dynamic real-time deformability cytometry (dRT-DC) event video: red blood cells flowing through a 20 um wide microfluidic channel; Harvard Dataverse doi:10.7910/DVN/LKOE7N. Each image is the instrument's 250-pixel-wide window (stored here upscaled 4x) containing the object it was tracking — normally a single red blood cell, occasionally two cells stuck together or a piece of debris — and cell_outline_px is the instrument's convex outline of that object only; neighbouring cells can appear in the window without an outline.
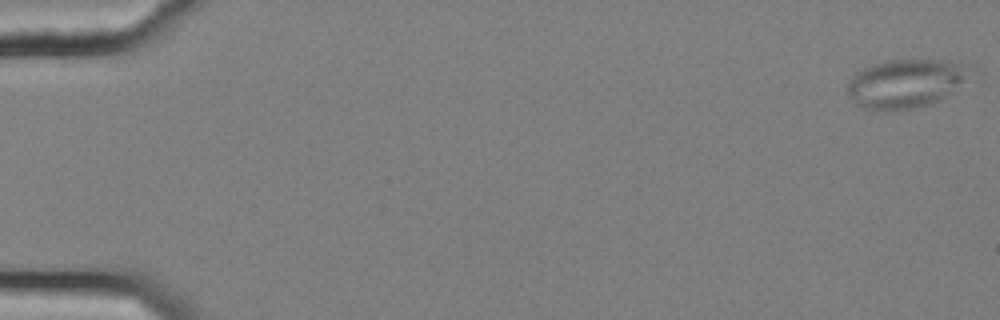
{"species": "common noctule bat (a hibernating species)", "species_latin": "Nyctalus noctula", "temperature_condition": "cold", "stored_images_in_passage": 57, "camera_frame_rate_fps": 3000, "um_per_image_px": 0.085, "animal": {"sex": "female", "body_mass_g": 25.1}, "frame": {"image": 1, "passage_image": 2, "time_ms": 0.333, "image_size_px": [1000, 320], "cell_outline_px": [[968, 72], [940, 100], [928, 104], [912, 108], [864, 108], [856, 104], [848, 96], [848, 80], [856, 72], [872, 64], [888, 60], [940, 60], [960, 64]], "centroid_in_image_um": [76.82, 7.07], "position_along_channel_um": 8.2, "area_um2": 33.0}}
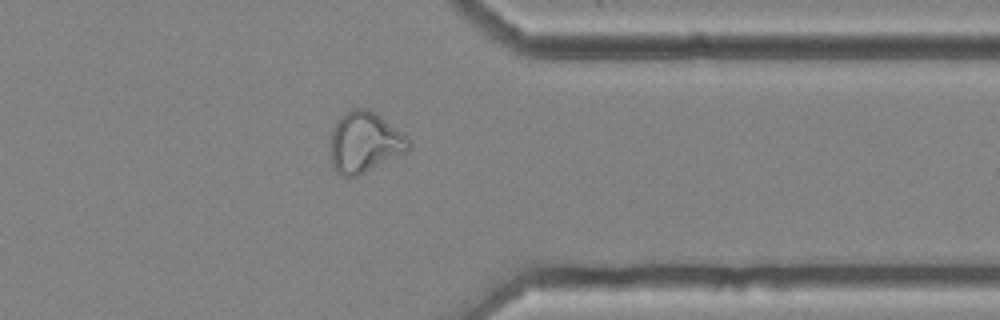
{"frame": {"image": 2, "passage_image": 46, "time_ms": 15.0, "image_size_px": [1000, 320], "cell_outline_px": [[412, 148], [408, 152], [356, 176], [340, 176], [332, 168], [328, 144], [332, 128], [336, 120], [340, 116], [352, 108], [368, 108], [376, 112], [404, 132], [412, 140]], "centroid_in_image_um": [31.0, 12.08], "position_along_channel_um": 380.4, "area_um2": 28.73}}
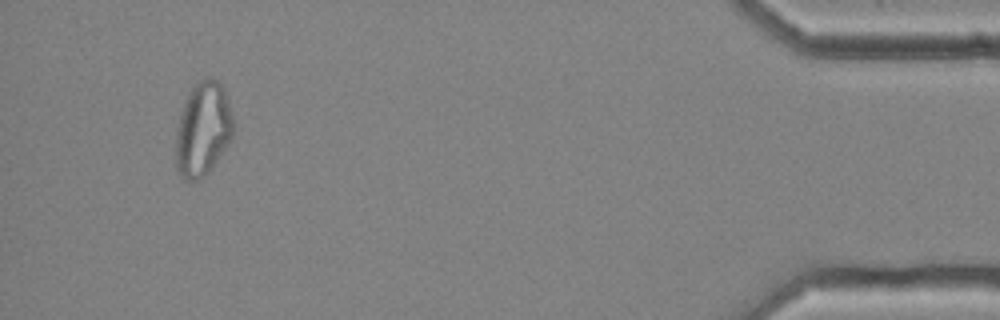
{"frame": {"image": 3, "passage_image": 54, "time_ms": 17.667, "image_size_px": [1000, 320], "cell_outline_px": [[232, 136], [220, 156], [212, 168], [200, 180], [188, 184], [180, 176], [176, 168], [176, 128], [180, 112], [192, 88], [196, 84], [208, 76], [212, 76], [224, 88], [232, 112]], "centroid_in_image_um": [17.23, 11.03], "position_along_channel_um": 418.0, "area_um2": 31.62}, "authors_computed_cell_mechanics": {"area_um2": 29.5936, "velocity_mm_per_s": 3.6722, "shape_relaxation_time_tau1_ms": null, "shape_relaxation_time_tau2_ms": 2.6917, "deformation_change_tau1": null, "deformation_change_tau2": 0.1008}}